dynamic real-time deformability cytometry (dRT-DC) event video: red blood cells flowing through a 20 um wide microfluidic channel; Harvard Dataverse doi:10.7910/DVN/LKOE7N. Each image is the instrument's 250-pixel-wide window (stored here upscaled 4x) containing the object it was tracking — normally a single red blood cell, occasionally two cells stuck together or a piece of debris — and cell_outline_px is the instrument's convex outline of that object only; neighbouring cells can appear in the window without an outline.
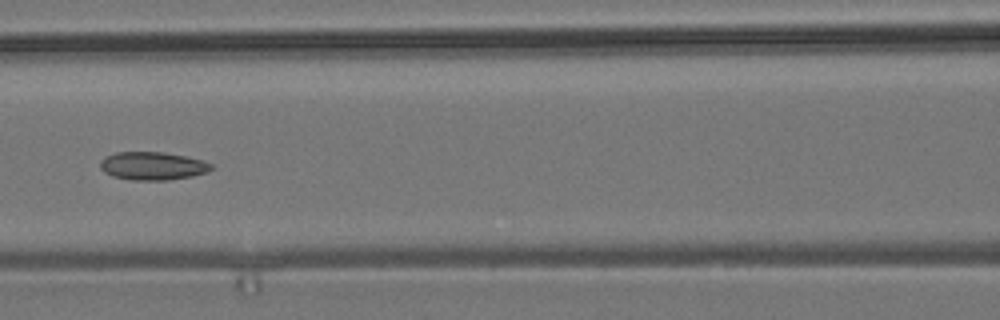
{"species": "common noctule bat (a hibernating species)", "species_latin": "Nyctalus noctula", "temperature_condition": "room temperature", "stored_images_in_passage": 6, "camera_frame_rate_fps": 3000, "um_per_image_px": 0.085, "animal": {"sex": "male", "body_mass_g": 19.2, "forearm_length_mm": 51.8}, "frame": {"image": 1, "passage_image": 6, "time_ms": 5.667, "image_size_px": [1000, 320], "cell_outline_px": [[212, 168], [208, 172], [192, 176], [168, 180], [132, 180], [112, 176], [104, 172], [100, 168], [100, 160], [104, 156], [116, 152], [164, 152], [184, 156], [200, 160], [212, 164]], "centroid_in_image_um": [12.93, 14.1], "position_along_channel_um": 153.7, "area_um2": 18.21}}